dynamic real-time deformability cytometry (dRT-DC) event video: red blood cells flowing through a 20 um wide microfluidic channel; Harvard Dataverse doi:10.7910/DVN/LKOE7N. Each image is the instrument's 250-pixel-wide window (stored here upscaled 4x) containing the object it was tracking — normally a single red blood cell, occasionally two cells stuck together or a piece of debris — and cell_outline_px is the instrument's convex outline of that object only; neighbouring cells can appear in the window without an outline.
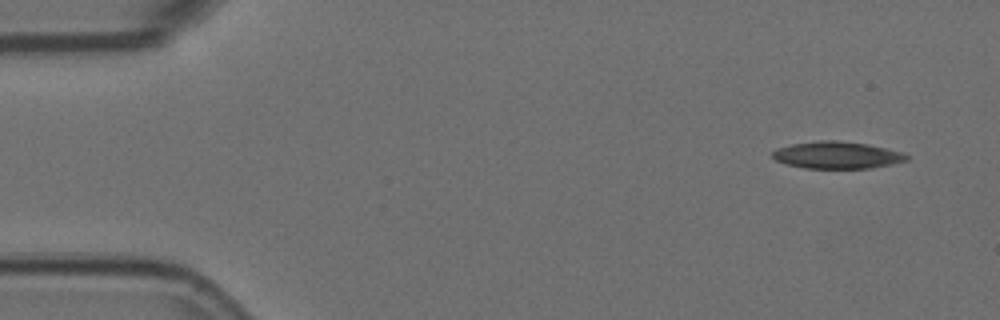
{"species": "Egyptian fruit bat (a non-hibernating species)", "species_latin": "Rousettus aegyptiacus", "temperature_condition": "room temperature", "stored_images_in_passage": 4, "camera_frame_rate_fps": 3000, "um_per_image_px": 0.085, "animal": {"sex": "female"}, "frame": {"image": 1, "passage_image": 1, "time_ms": 0.0, "image_size_px": [1000, 320], "cell_outline_px": [[912, 156], [908, 160], [892, 164], [872, 168], [804, 168], [788, 164], [776, 160], [772, 156], [772, 152], [776, 148], [792, 144], [820, 140], [836, 140], [868, 144], [900, 152]], "centroid_in_image_um": [71.16, 13.18], "position_along_channel_um": 13.8, "area_um2": 21.1}}
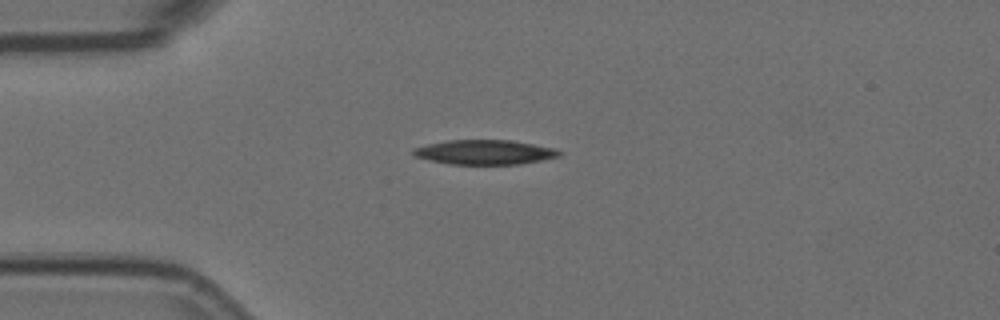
{"frame": {"image": 2, "passage_image": 4, "time_ms": 1.0, "image_size_px": [1000, 320], "cell_outline_px": [[564, 152], [560, 156], [520, 164], [452, 164], [428, 160], [416, 156], [412, 152], [412, 148], [428, 144], [448, 140], [512, 140], [556, 148]], "centroid_in_image_um": [41.23, 12.93], "position_along_channel_um": 43.8, "area_um2": 20.92}}